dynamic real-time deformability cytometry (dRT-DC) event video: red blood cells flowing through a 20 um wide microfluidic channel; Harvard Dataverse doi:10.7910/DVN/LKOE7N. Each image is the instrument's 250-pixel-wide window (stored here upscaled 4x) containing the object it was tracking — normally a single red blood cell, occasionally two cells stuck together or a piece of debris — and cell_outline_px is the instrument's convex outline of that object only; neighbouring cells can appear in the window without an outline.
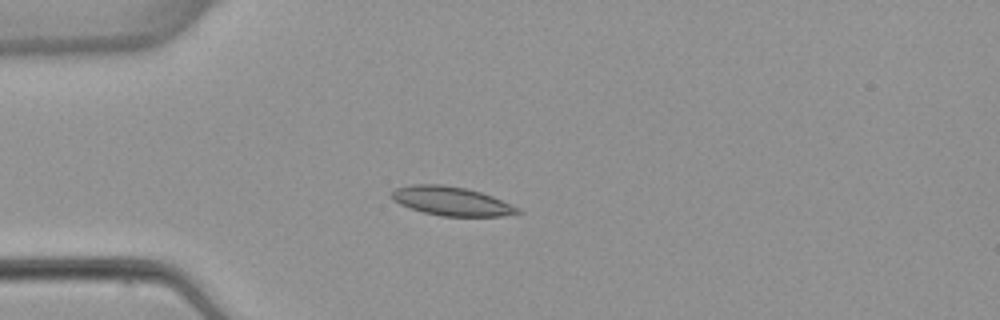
{"species": "common noctule bat (a hibernating species)", "species_latin": "Nyctalus noctula", "temperature_condition": "warm", "stored_images_in_passage": 6, "camera_frame_rate_fps": 3000, "um_per_image_px": 0.085, "animal": {"sex": "female", "body_mass_g": 22.7, "forearm_length_mm": 54.2}, "frame": {"image": 1, "passage_image": 4, "time_ms": 3.667, "image_size_px": [1000, 320], "cell_outline_px": [[524, 212], [504, 216], [440, 216], [424, 212], [400, 204], [392, 200], [388, 196], [388, 192], [396, 188], [412, 184], [440, 184], [464, 188], [480, 192], [492, 196], [520, 208]], "centroid_in_image_um": [38.34, 17.09], "position_along_channel_um": 46.7, "area_um2": 21.33}}
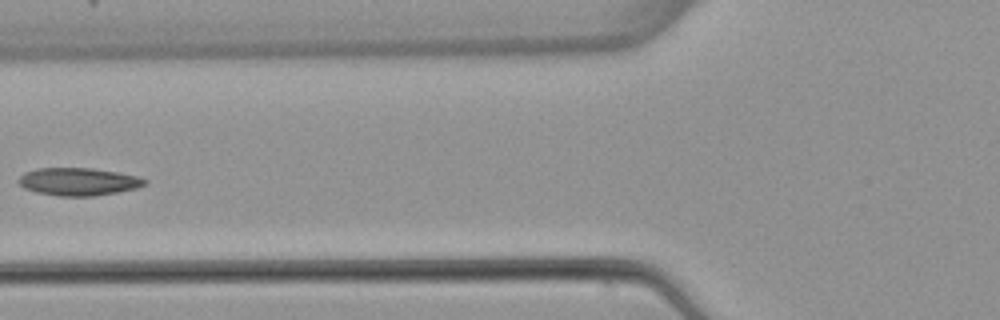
{"frame": {"image": 2, "passage_image": 6, "time_ms": 6.0, "image_size_px": [1000, 320], "cell_outline_px": [[148, 184], [136, 188], [116, 192], [92, 196], [60, 196], [36, 192], [24, 188], [16, 180], [24, 172], [36, 168], [92, 168], [116, 172], [136, 176], [148, 180]], "centroid_in_image_um": [6.64, 15.43], "position_along_channel_um": 119.2, "area_um2": 20.35}}